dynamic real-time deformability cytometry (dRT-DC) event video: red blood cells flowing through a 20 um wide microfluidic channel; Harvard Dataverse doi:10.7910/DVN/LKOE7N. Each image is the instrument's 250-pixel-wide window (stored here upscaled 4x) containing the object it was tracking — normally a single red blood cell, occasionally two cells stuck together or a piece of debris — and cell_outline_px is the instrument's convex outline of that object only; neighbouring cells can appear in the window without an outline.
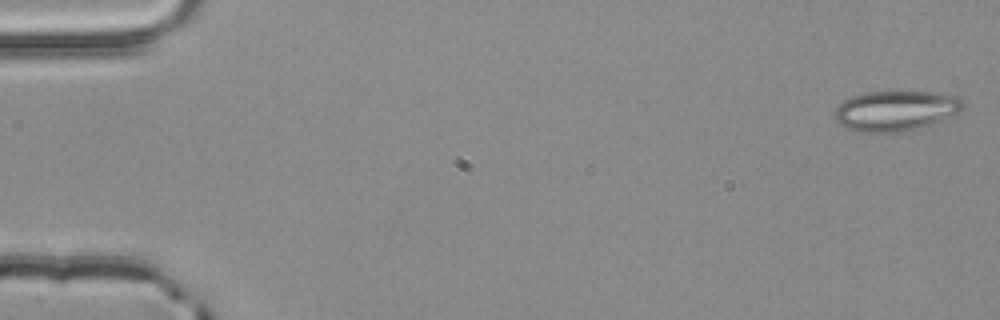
{"species": "common noctule bat (a hibernating species)", "species_latin": "Nyctalus noctula", "temperature_condition": "room temperature", "stored_images_in_passage": 53, "camera_frame_rate_fps": 3000, "um_per_image_px": 0.085, "animal": {"sex": "male", "body_mass_g": 20.4}, "frame": {"image": 1, "passage_image": 1, "time_ms": 0.0, "image_size_px": [1000, 320], "cell_outline_px": [[964, 108], [960, 112], [932, 124], [916, 128], [896, 132], [856, 132], [840, 124], [836, 120], [832, 112], [844, 100], [852, 96], [868, 92], [932, 92], [960, 96], [964, 104]], "centroid_in_image_um": [76.14, 9.41], "position_along_channel_um": 8.9, "area_um2": 30.06}}
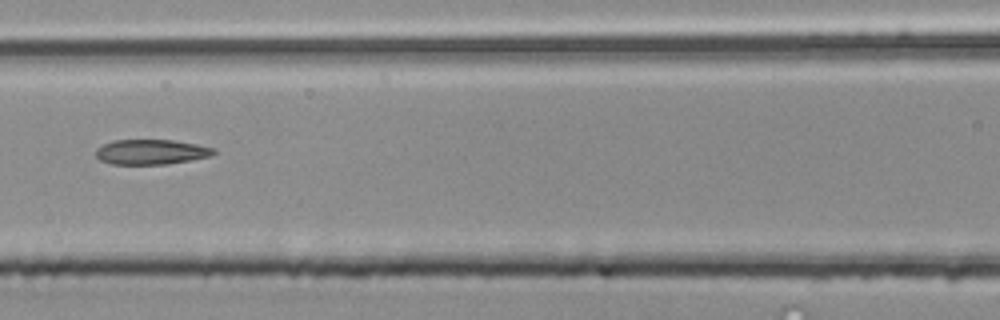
{"frame": {"image": 2, "passage_image": 24, "time_ms": 7.667, "image_size_px": [1000, 320], "cell_outline_px": [[216, 152], [212, 156], [192, 160], [164, 164], [112, 164], [100, 160], [96, 156], [96, 148], [112, 140], [172, 140], [196, 144], [216, 148]], "centroid_in_image_um": [12.87, 12.91], "position_along_channel_um": 153.7, "area_um2": 17.22}}
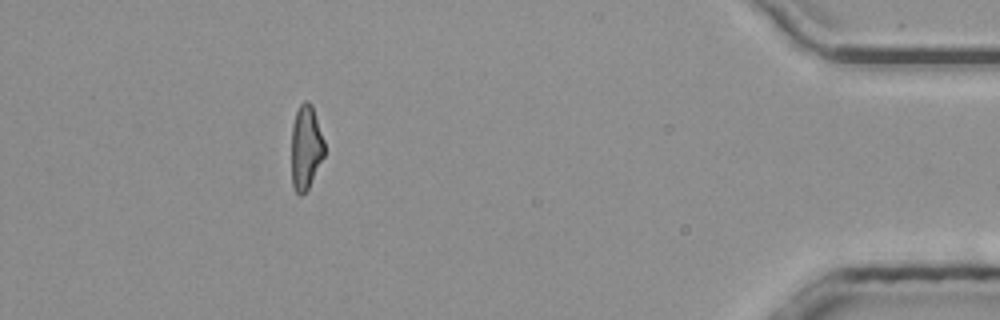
{"frame": {"image": 3, "passage_image": 48, "time_ms": 15.667, "image_size_px": [1000, 320], "cell_outline_px": [[324, 156], [308, 188], [300, 196], [296, 192], [292, 184], [292, 124], [296, 112], [300, 104], [304, 100], [308, 100], [312, 104], [324, 140]], "centroid_in_image_um": [26.0, 12.49], "position_along_channel_um": 409.2, "area_um2": 16.13}, "authors_computed_cell_mechanics": {"area_um2": 17.6868, "velocity_mm_per_s": 3.9289, "shape_relaxation_time_tau1_ms": null, "shape_relaxation_time_tau2_ms": 4.1757, "deformation_change_tau1": null, "deformation_change_tau2": 0.1351}}